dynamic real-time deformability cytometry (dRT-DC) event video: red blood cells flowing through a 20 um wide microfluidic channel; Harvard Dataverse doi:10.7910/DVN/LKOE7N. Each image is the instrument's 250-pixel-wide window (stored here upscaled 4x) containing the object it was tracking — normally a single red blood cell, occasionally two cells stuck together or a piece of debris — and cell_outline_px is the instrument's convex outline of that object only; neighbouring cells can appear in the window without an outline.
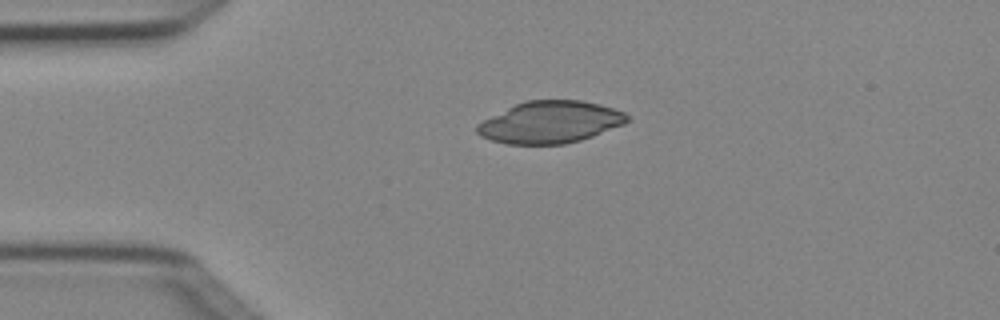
{"species": "Egyptian fruit bat (a non-hibernating species)", "species_latin": "Rousettus aegyptiacus", "temperature_condition": "cold", "stored_images_in_passage": 5, "camera_frame_rate_fps": 3000, "um_per_image_px": 0.085, "animal": {"sex": "female"}, "frame": {"image": 1, "passage_image": 1, "time_ms": 0.0, "image_size_px": [1000, 320], "cell_outline_px": [[628, 120], [624, 124], [592, 136], [580, 140], [564, 144], [504, 144], [480, 136], [476, 132], [476, 124], [524, 100], [580, 100], [600, 104], [624, 112], [628, 116]], "centroid_in_image_um": [46.75, 10.39], "position_along_channel_um": 38.2, "area_um2": 36.47}}